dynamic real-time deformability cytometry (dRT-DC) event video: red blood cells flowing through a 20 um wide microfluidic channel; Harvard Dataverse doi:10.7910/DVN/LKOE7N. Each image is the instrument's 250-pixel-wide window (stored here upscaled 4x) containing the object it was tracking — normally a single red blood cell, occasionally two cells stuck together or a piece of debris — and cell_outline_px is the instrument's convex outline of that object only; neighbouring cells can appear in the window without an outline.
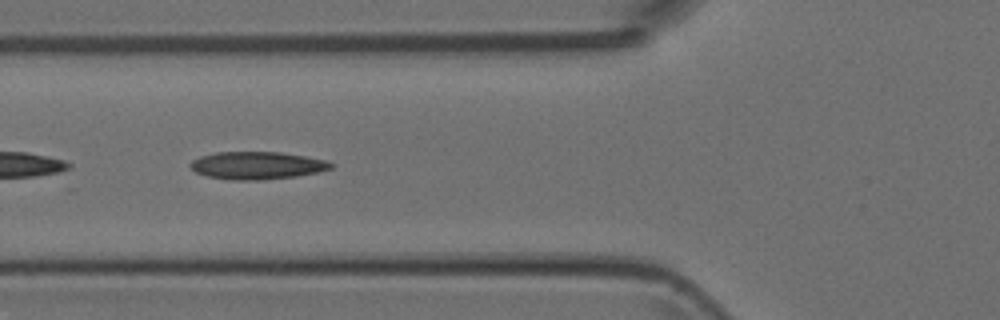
{"species": "Egyptian fruit bat (a non-hibernating species)", "species_latin": "Rousettus aegyptiacus", "temperature_condition": "room temperature", "stored_images_in_passage": 18, "camera_frame_rate_fps": 3000, "um_per_image_px": 0.085, "animal": {"sex": "female"}, "frame": {"image": 1, "passage_image": 11, "time_ms": 3.333, "image_size_px": [1000, 320], "cell_outline_px": [[336, 164], [332, 168], [316, 172], [296, 176], [264, 180], [228, 180], [208, 176], [196, 172], [188, 164], [192, 160], [200, 156], [216, 152], [280, 152], [304, 156], [324, 160]], "centroid_in_image_um": [21.83, 14.06], "position_along_channel_um": 104.0, "area_um2": 22.6}}